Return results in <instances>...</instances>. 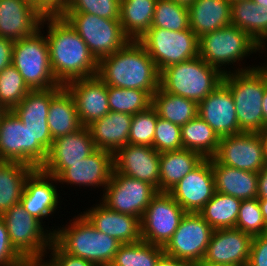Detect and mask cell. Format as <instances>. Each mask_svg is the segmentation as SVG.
I'll return each mask as SVG.
<instances>
[{
	"label": "cell",
	"mask_w": 267,
	"mask_h": 266,
	"mask_svg": "<svg viewBox=\"0 0 267 266\" xmlns=\"http://www.w3.org/2000/svg\"><path fill=\"white\" fill-rule=\"evenodd\" d=\"M46 24L50 64L56 80L65 85L78 78L96 76L98 61L71 25L62 16H44L40 29Z\"/></svg>",
	"instance_id": "6da1fadb"
},
{
	"label": "cell",
	"mask_w": 267,
	"mask_h": 266,
	"mask_svg": "<svg viewBox=\"0 0 267 266\" xmlns=\"http://www.w3.org/2000/svg\"><path fill=\"white\" fill-rule=\"evenodd\" d=\"M97 76L107 86L144 90L151 97L160 87V72L138 40L102 58Z\"/></svg>",
	"instance_id": "7a4b0ae2"
},
{
	"label": "cell",
	"mask_w": 267,
	"mask_h": 266,
	"mask_svg": "<svg viewBox=\"0 0 267 266\" xmlns=\"http://www.w3.org/2000/svg\"><path fill=\"white\" fill-rule=\"evenodd\" d=\"M225 74L222 82L230 89L241 132L261 133L263 127L262 101L267 87V66Z\"/></svg>",
	"instance_id": "3957f363"
},
{
	"label": "cell",
	"mask_w": 267,
	"mask_h": 266,
	"mask_svg": "<svg viewBox=\"0 0 267 266\" xmlns=\"http://www.w3.org/2000/svg\"><path fill=\"white\" fill-rule=\"evenodd\" d=\"M72 220L69 225L66 224L67 227L51 229L53 241L69 255L80 257L95 265L112 262L121 243L98 231L82 212L75 215Z\"/></svg>",
	"instance_id": "277c9868"
},
{
	"label": "cell",
	"mask_w": 267,
	"mask_h": 266,
	"mask_svg": "<svg viewBox=\"0 0 267 266\" xmlns=\"http://www.w3.org/2000/svg\"><path fill=\"white\" fill-rule=\"evenodd\" d=\"M262 50L264 49L245 31L233 25L207 33L199 38V56L224 75L232 72L225 67L234 65L236 62L239 67L236 66L237 70L235 69L234 72L256 68L255 65L240 68V61L244 57L250 56L251 53H262Z\"/></svg>",
	"instance_id": "5b68a950"
},
{
	"label": "cell",
	"mask_w": 267,
	"mask_h": 266,
	"mask_svg": "<svg viewBox=\"0 0 267 266\" xmlns=\"http://www.w3.org/2000/svg\"><path fill=\"white\" fill-rule=\"evenodd\" d=\"M224 74L200 56L171 65L160 72V88L199 104L221 82Z\"/></svg>",
	"instance_id": "8992f818"
},
{
	"label": "cell",
	"mask_w": 267,
	"mask_h": 266,
	"mask_svg": "<svg viewBox=\"0 0 267 266\" xmlns=\"http://www.w3.org/2000/svg\"><path fill=\"white\" fill-rule=\"evenodd\" d=\"M1 217L4 219L11 245L27 261H44L53 241V233L27 212L21 203L13 205Z\"/></svg>",
	"instance_id": "52a82bcc"
},
{
	"label": "cell",
	"mask_w": 267,
	"mask_h": 266,
	"mask_svg": "<svg viewBox=\"0 0 267 266\" xmlns=\"http://www.w3.org/2000/svg\"><path fill=\"white\" fill-rule=\"evenodd\" d=\"M12 65L31 90L62 86L53 75L48 43L41 29L14 41Z\"/></svg>",
	"instance_id": "ba28073f"
},
{
	"label": "cell",
	"mask_w": 267,
	"mask_h": 266,
	"mask_svg": "<svg viewBox=\"0 0 267 266\" xmlns=\"http://www.w3.org/2000/svg\"><path fill=\"white\" fill-rule=\"evenodd\" d=\"M61 16L80 35L98 62L130 41L122 30L120 20L83 12H64Z\"/></svg>",
	"instance_id": "9c48e42d"
},
{
	"label": "cell",
	"mask_w": 267,
	"mask_h": 266,
	"mask_svg": "<svg viewBox=\"0 0 267 266\" xmlns=\"http://www.w3.org/2000/svg\"><path fill=\"white\" fill-rule=\"evenodd\" d=\"M51 88L31 90L12 111L32 135V168L40 169L53 143L48 126Z\"/></svg>",
	"instance_id": "30bf717a"
},
{
	"label": "cell",
	"mask_w": 267,
	"mask_h": 266,
	"mask_svg": "<svg viewBox=\"0 0 267 266\" xmlns=\"http://www.w3.org/2000/svg\"><path fill=\"white\" fill-rule=\"evenodd\" d=\"M138 41L155 62L159 72L199 56V38L190 28L181 31L150 28Z\"/></svg>",
	"instance_id": "8fae6325"
},
{
	"label": "cell",
	"mask_w": 267,
	"mask_h": 266,
	"mask_svg": "<svg viewBox=\"0 0 267 266\" xmlns=\"http://www.w3.org/2000/svg\"><path fill=\"white\" fill-rule=\"evenodd\" d=\"M213 231L199 213L186 212L163 252L196 266L204 259Z\"/></svg>",
	"instance_id": "7c38bea8"
},
{
	"label": "cell",
	"mask_w": 267,
	"mask_h": 266,
	"mask_svg": "<svg viewBox=\"0 0 267 266\" xmlns=\"http://www.w3.org/2000/svg\"><path fill=\"white\" fill-rule=\"evenodd\" d=\"M158 191L150 184L124 176L113 169L110 182L103 190L102 200L110 210L141 217Z\"/></svg>",
	"instance_id": "4fadbf2b"
},
{
	"label": "cell",
	"mask_w": 267,
	"mask_h": 266,
	"mask_svg": "<svg viewBox=\"0 0 267 266\" xmlns=\"http://www.w3.org/2000/svg\"><path fill=\"white\" fill-rule=\"evenodd\" d=\"M185 213L168 192H158L140 219L142 240L164 247Z\"/></svg>",
	"instance_id": "5bb4252c"
},
{
	"label": "cell",
	"mask_w": 267,
	"mask_h": 266,
	"mask_svg": "<svg viewBox=\"0 0 267 266\" xmlns=\"http://www.w3.org/2000/svg\"><path fill=\"white\" fill-rule=\"evenodd\" d=\"M213 158L236 169L258 173L265 167L260 133H246L220 138Z\"/></svg>",
	"instance_id": "9a60e30c"
},
{
	"label": "cell",
	"mask_w": 267,
	"mask_h": 266,
	"mask_svg": "<svg viewBox=\"0 0 267 266\" xmlns=\"http://www.w3.org/2000/svg\"><path fill=\"white\" fill-rule=\"evenodd\" d=\"M114 170L152 185L160 192V153L153 147L127 144L113 154Z\"/></svg>",
	"instance_id": "2e32d148"
},
{
	"label": "cell",
	"mask_w": 267,
	"mask_h": 266,
	"mask_svg": "<svg viewBox=\"0 0 267 266\" xmlns=\"http://www.w3.org/2000/svg\"><path fill=\"white\" fill-rule=\"evenodd\" d=\"M168 193L185 212L198 213L215 193L211 159L205 158Z\"/></svg>",
	"instance_id": "e0dca14e"
},
{
	"label": "cell",
	"mask_w": 267,
	"mask_h": 266,
	"mask_svg": "<svg viewBox=\"0 0 267 266\" xmlns=\"http://www.w3.org/2000/svg\"><path fill=\"white\" fill-rule=\"evenodd\" d=\"M97 150L90 131L83 126L76 132L53 140L47 159L40 168L57 178L71 163H76Z\"/></svg>",
	"instance_id": "ac0fdd59"
},
{
	"label": "cell",
	"mask_w": 267,
	"mask_h": 266,
	"mask_svg": "<svg viewBox=\"0 0 267 266\" xmlns=\"http://www.w3.org/2000/svg\"><path fill=\"white\" fill-rule=\"evenodd\" d=\"M200 116L219 138L242 133L230 89L221 82L198 104Z\"/></svg>",
	"instance_id": "d6986e66"
},
{
	"label": "cell",
	"mask_w": 267,
	"mask_h": 266,
	"mask_svg": "<svg viewBox=\"0 0 267 266\" xmlns=\"http://www.w3.org/2000/svg\"><path fill=\"white\" fill-rule=\"evenodd\" d=\"M75 100L80 122L87 127L110 112L107 85L96 75L64 85Z\"/></svg>",
	"instance_id": "ffe728a7"
},
{
	"label": "cell",
	"mask_w": 267,
	"mask_h": 266,
	"mask_svg": "<svg viewBox=\"0 0 267 266\" xmlns=\"http://www.w3.org/2000/svg\"><path fill=\"white\" fill-rule=\"evenodd\" d=\"M253 237L236 228L216 229L200 263L247 266Z\"/></svg>",
	"instance_id": "44dd1931"
},
{
	"label": "cell",
	"mask_w": 267,
	"mask_h": 266,
	"mask_svg": "<svg viewBox=\"0 0 267 266\" xmlns=\"http://www.w3.org/2000/svg\"><path fill=\"white\" fill-rule=\"evenodd\" d=\"M114 169L113 153L97 149L88 157L71 163L58 177V183L67 185H79L87 187H99L103 189L110 182Z\"/></svg>",
	"instance_id": "7402d4cb"
},
{
	"label": "cell",
	"mask_w": 267,
	"mask_h": 266,
	"mask_svg": "<svg viewBox=\"0 0 267 266\" xmlns=\"http://www.w3.org/2000/svg\"><path fill=\"white\" fill-rule=\"evenodd\" d=\"M54 183L58 184L57 178L35 169L26 179L20 200L23 208L43 224V219L54 214L60 203V195Z\"/></svg>",
	"instance_id": "603a6c76"
},
{
	"label": "cell",
	"mask_w": 267,
	"mask_h": 266,
	"mask_svg": "<svg viewBox=\"0 0 267 266\" xmlns=\"http://www.w3.org/2000/svg\"><path fill=\"white\" fill-rule=\"evenodd\" d=\"M43 18L30 0H0V37L16 41L32 36Z\"/></svg>",
	"instance_id": "cb8c5ba5"
},
{
	"label": "cell",
	"mask_w": 267,
	"mask_h": 266,
	"mask_svg": "<svg viewBox=\"0 0 267 266\" xmlns=\"http://www.w3.org/2000/svg\"><path fill=\"white\" fill-rule=\"evenodd\" d=\"M0 161L32 167V135L12 110L0 117Z\"/></svg>",
	"instance_id": "d4e9b609"
},
{
	"label": "cell",
	"mask_w": 267,
	"mask_h": 266,
	"mask_svg": "<svg viewBox=\"0 0 267 266\" xmlns=\"http://www.w3.org/2000/svg\"><path fill=\"white\" fill-rule=\"evenodd\" d=\"M82 214L98 231L108 234L121 244L142 240L139 217L110 210L101 202Z\"/></svg>",
	"instance_id": "484cf974"
},
{
	"label": "cell",
	"mask_w": 267,
	"mask_h": 266,
	"mask_svg": "<svg viewBox=\"0 0 267 266\" xmlns=\"http://www.w3.org/2000/svg\"><path fill=\"white\" fill-rule=\"evenodd\" d=\"M133 115L110 111L103 118L87 126L97 149L115 153L129 143Z\"/></svg>",
	"instance_id": "4316f807"
},
{
	"label": "cell",
	"mask_w": 267,
	"mask_h": 266,
	"mask_svg": "<svg viewBox=\"0 0 267 266\" xmlns=\"http://www.w3.org/2000/svg\"><path fill=\"white\" fill-rule=\"evenodd\" d=\"M48 126L53 140L76 132L83 127L77 113L75 100L64 85L51 88Z\"/></svg>",
	"instance_id": "83f0119b"
},
{
	"label": "cell",
	"mask_w": 267,
	"mask_h": 266,
	"mask_svg": "<svg viewBox=\"0 0 267 266\" xmlns=\"http://www.w3.org/2000/svg\"><path fill=\"white\" fill-rule=\"evenodd\" d=\"M212 171L215 191L241 200L257 198L258 175L218 163L213 157Z\"/></svg>",
	"instance_id": "f1b7e54d"
},
{
	"label": "cell",
	"mask_w": 267,
	"mask_h": 266,
	"mask_svg": "<svg viewBox=\"0 0 267 266\" xmlns=\"http://www.w3.org/2000/svg\"><path fill=\"white\" fill-rule=\"evenodd\" d=\"M190 29L200 38L231 25L228 0H195L189 7Z\"/></svg>",
	"instance_id": "f546056e"
},
{
	"label": "cell",
	"mask_w": 267,
	"mask_h": 266,
	"mask_svg": "<svg viewBox=\"0 0 267 266\" xmlns=\"http://www.w3.org/2000/svg\"><path fill=\"white\" fill-rule=\"evenodd\" d=\"M231 25L245 31L259 46H267V7L253 0L231 3Z\"/></svg>",
	"instance_id": "4dcf8cb0"
},
{
	"label": "cell",
	"mask_w": 267,
	"mask_h": 266,
	"mask_svg": "<svg viewBox=\"0 0 267 266\" xmlns=\"http://www.w3.org/2000/svg\"><path fill=\"white\" fill-rule=\"evenodd\" d=\"M205 158L188 149L160 154V192H169Z\"/></svg>",
	"instance_id": "1f68e13d"
},
{
	"label": "cell",
	"mask_w": 267,
	"mask_h": 266,
	"mask_svg": "<svg viewBox=\"0 0 267 266\" xmlns=\"http://www.w3.org/2000/svg\"><path fill=\"white\" fill-rule=\"evenodd\" d=\"M34 170L20 162L0 161V216L20 203L26 179Z\"/></svg>",
	"instance_id": "d6a6232c"
},
{
	"label": "cell",
	"mask_w": 267,
	"mask_h": 266,
	"mask_svg": "<svg viewBox=\"0 0 267 266\" xmlns=\"http://www.w3.org/2000/svg\"><path fill=\"white\" fill-rule=\"evenodd\" d=\"M157 0H120V23L130 40H139L151 28Z\"/></svg>",
	"instance_id": "836d02e7"
},
{
	"label": "cell",
	"mask_w": 267,
	"mask_h": 266,
	"mask_svg": "<svg viewBox=\"0 0 267 266\" xmlns=\"http://www.w3.org/2000/svg\"><path fill=\"white\" fill-rule=\"evenodd\" d=\"M151 106L156 110L158 117L179 126L185 125L198 115L196 102L163 91L160 87L152 95Z\"/></svg>",
	"instance_id": "e575fe53"
},
{
	"label": "cell",
	"mask_w": 267,
	"mask_h": 266,
	"mask_svg": "<svg viewBox=\"0 0 267 266\" xmlns=\"http://www.w3.org/2000/svg\"><path fill=\"white\" fill-rule=\"evenodd\" d=\"M181 139L184 149L209 159L215 155L220 141L214 130L198 115L181 126Z\"/></svg>",
	"instance_id": "d590c367"
},
{
	"label": "cell",
	"mask_w": 267,
	"mask_h": 266,
	"mask_svg": "<svg viewBox=\"0 0 267 266\" xmlns=\"http://www.w3.org/2000/svg\"><path fill=\"white\" fill-rule=\"evenodd\" d=\"M241 202L239 198L215 191L198 213L214 230L235 228Z\"/></svg>",
	"instance_id": "8d00e7d4"
},
{
	"label": "cell",
	"mask_w": 267,
	"mask_h": 266,
	"mask_svg": "<svg viewBox=\"0 0 267 266\" xmlns=\"http://www.w3.org/2000/svg\"><path fill=\"white\" fill-rule=\"evenodd\" d=\"M163 254V247L140 240L136 243L121 244L112 263L116 266H156Z\"/></svg>",
	"instance_id": "74e56055"
},
{
	"label": "cell",
	"mask_w": 267,
	"mask_h": 266,
	"mask_svg": "<svg viewBox=\"0 0 267 266\" xmlns=\"http://www.w3.org/2000/svg\"><path fill=\"white\" fill-rule=\"evenodd\" d=\"M110 111L134 115L147 110L152 97L144 90L107 86Z\"/></svg>",
	"instance_id": "f35d334b"
},
{
	"label": "cell",
	"mask_w": 267,
	"mask_h": 266,
	"mask_svg": "<svg viewBox=\"0 0 267 266\" xmlns=\"http://www.w3.org/2000/svg\"><path fill=\"white\" fill-rule=\"evenodd\" d=\"M151 28L181 31L190 28L189 9L172 0H157Z\"/></svg>",
	"instance_id": "ab89813d"
},
{
	"label": "cell",
	"mask_w": 267,
	"mask_h": 266,
	"mask_svg": "<svg viewBox=\"0 0 267 266\" xmlns=\"http://www.w3.org/2000/svg\"><path fill=\"white\" fill-rule=\"evenodd\" d=\"M31 91L23 76L11 64L0 72V106L12 110Z\"/></svg>",
	"instance_id": "60d3db41"
},
{
	"label": "cell",
	"mask_w": 267,
	"mask_h": 266,
	"mask_svg": "<svg viewBox=\"0 0 267 266\" xmlns=\"http://www.w3.org/2000/svg\"><path fill=\"white\" fill-rule=\"evenodd\" d=\"M157 119L158 114L152 106L134 114L129 130V144L153 147Z\"/></svg>",
	"instance_id": "b9f144b4"
},
{
	"label": "cell",
	"mask_w": 267,
	"mask_h": 266,
	"mask_svg": "<svg viewBox=\"0 0 267 266\" xmlns=\"http://www.w3.org/2000/svg\"><path fill=\"white\" fill-rule=\"evenodd\" d=\"M235 228L252 237L267 233L258 198L242 200Z\"/></svg>",
	"instance_id": "7bdbcfd3"
},
{
	"label": "cell",
	"mask_w": 267,
	"mask_h": 266,
	"mask_svg": "<svg viewBox=\"0 0 267 266\" xmlns=\"http://www.w3.org/2000/svg\"><path fill=\"white\" fill-rule=\"evenodd\" d=\"M153 148L160 154L183 149L181 126L158 117L155 126Z\"/></svg>",
	"instance_id": "ee69618b"
},
{
	"label": "cell",
	"mask_w": 267,
	"mask_h": 266,
	"mask_svg": "<svg viewBox=\"0 0 267 266\" xmlns=\"http://www.w3.org/2000/svg\"><path fill=\"white\" fill-rule=\"evenodd\" d=\"M65 12H83L96 16L119 20L120 0H69Z\"/></svg>",
	"instance_id": "f6af8a7d"
},
{
	"label": "cell",
	"mask_w": 267,
	"mask_h": 266,
	"mask_svg": "<svg viewBox=\"0 0 267 266\" xmlns=\"http://www.w3.org/2000/svg\"><path fill=\"white\" fill-rule=\"evenodd\" d=\"M27 261L11 245L4 219L0 216V266H26Z\"/></svg>",
	"instance_id": "bcb514c9"
},
{
	"label": "cell",
	"mask_w": 267,
	"mask_h": 266,
	"mask_svg": "<svg viewBox=\"0 0 267 266\" xmlns=\"http://www.w3.org/2000/svg\"><path fill=\"white\" fill-rule=\"evenodd\" d=\"M50 253V260H44L48 266H96L95 264L82 259L80 257H75L64 252L54 241H52L51 246L48 250Z\"/></svg>",
	"instance_id": "7dc6e473"
},
{
	"label": "cell",
	"mask_w": 267,
	"mask_h": 266,
	"mask_svg": "<svg viewBox=\"0 0 267 266\" xmlns=\"http://www.w3.org/2000/svg\"><path fill=\"white\" fill-rule=\"evenodd\" d=\"M247 266H267V233L253 237Z\"/></svg>",
	"instance_id": "c3c4849f"
},
{
	"label": "cell",
	"mask_w": 267,
	"mask_h": 266,
	"mask_svg": "<svg viewBox=\"0 0 267 266\" xmlns=\"http://www.w3.org/2000/svg\"><path fill=\"white\" fill-rule=\"evenodd\" d=\"M43 16H61L67 9L69 0H30Z\"/></svg>",
	"instance_id": "681fc988"
},
{
	"label": "cell",
	"mask_w": 267,
	"mask_h": 266,
	"mask_svg": "<svg viewBox=\"0 0 267 266\" xmlns=\"http://www.w3.org/2000/svg\"><path fill=\"white\" fill-rule=\"evenodd\" d=\"M14 41L0 37V72L12 64Z\"/></svg>",
	"instance_id": "f907efd6"
},
{
	"label": "cell",
	"mask_w": 267,
	"mask_h": 266,
	"mask_svg": "<svg viewBox=\"0 0 267 266\" xmlns=\"http://www.w3.org/2000/svg\"><path fill=\"white\" fill-rule=\"evenodd\" d=\"M258 175V200H267V166L263 167Z\"/></svg>",
	"instance_id": "816d5d0a"
},
{
	"label": "cell",
	"mask_w": 267,
	"mask_h": 266,
	"mask_svg": "<svg viewBox=\"0 0 267 266\" xmlns=\"http://www.w3.org/2000/svg\"><path fill=\"white\" fill-rule=\"evenodd\" d=\"M156 266H192L187 261L163 254L157 261Z\"/></svg>",
	"instance_id": "f5cc1de1"
},
{
	"label": "cell",
	"mask_w": 267,
	"mask_h": 266,
	"mask_svg": "<svg viewBox=\"0 0 267 266\" xmlns=\"http://www.w3.org/2000/svg\"><path fill=\"white\" fill-rule=\"evenodd\" d=\"M262 111H263V127L267 129V87L265 88V93L263 96Z\"/></svg>",
	"instance_id": "db71d44e"
},
{
	"label": "cell",
	"mask_w": 267,
	"mask_h": 266,
	"mask_svg": "<svg viewBox=\"0 0 267 266\" xmlns=\"http://www.w3.org/2000/svg\"><path fill=\"white\" fill-rule=\"evenodd\" d=\"M260 136H261V141H262V145H263L265 166H267V129L262 131L260 133Z\"/></svg>",
	"instance_id": "11a10c76"
},
{
	"label": "cell",
	"mask_w": 267,
	"mask_h": 266,
	"mask_svg": "<svg viewBox=\"0 0 267 266\" xmlns=\"http://www.w3.org/2000/svg\"><path fill=\"white\" fill-rule=\"evenodd\" d=\"M259 205L261 208L263 219L267 224V200H259Z\"/></svg>",
	"instance_id": "9f6ffc18"
},
{
	"label": "cell",
	"mask_w": 267,
	"mask_h": 266,
	"mask_svg": "<svg viewBox=\"0 0 267 266\" xmlns=\"http://www.w3.org/2000/svg\"><path fill=\"white\" fill-rule=\"evenodd\" d=\"M26 266H48L44 261L27 262Z\"/></svg>",
	"instance_id": "6f0895ef"
},
{
	"label": "cell",
	"mask_w": 267,
	"mask_h": 266,
	"mask_svg": "<svg viewBox=\"0 0 267 266\" xmlns=\"http://www.w3.org/2000/svg\"><path fill=\"white\" fill-rule=\"evenodd\" d=\"M172 1L189 7L195 0H172Z\"/></svg>",
	"instance_id": "680465c9"
},
{
	"label": "cell",
	"mask_w": 267,
	"mask_h": 266,
	"mask_svg": "<svg viewBox=\"0 0 267 266\" xmlns=\"http://www.w3.org/2000/svg\"><path fill=\"white\" fill-rule=\"evenodd\" d=\"M196 266H237V265H232V264L198 263Z\"/></svg>",
	"instance_id": "91938a15"
},
{
	"label": "cell",
	"mask_w": 267,
	"mask_h": 266,
	"mask_svg": "<svg viewBox=\"0 0 267 266\" xmlns=\"http://www.w3.org/2000/svg\"><path fill=\"white\" fill-rule=\"evenodd\" d=\"M256 4L267 7V0H253Z\"/></svg>",
	"instance_id": "94428289"
},
{
	"label": "cell",
	"mask_w": 267,
	"mask_h": 266,
	"mask_svg": "<svg viewBox=\"0 0 267 266\" xmlns=\"http://www.w3.org/2000/svg\"><path fill=\"white\" fill-rule=\"evenodd\" d=\"M96 266H116V265L112 262H107V263H101V264L96 265Z\"/></svg>",
	"instance_id": "6125c7cd"
},
{
	"label": "cell",
	"mask_w": 267,
	"mask_h": 266,
	"mask_svg": "<svg viewBox=\"0 0 267 266\" xmlns=\"http://www.w3.org/2000/svg\"><path fill=\"white\" fill-rule=\"evenodd\" d=\"M4 111H5L4 108H0V117H1V115L3 114Z\"/></svg>",
	"instance_id": "be15d7a7"
},
{
	"label": "cell",
	"mask_w": 267,
	"mask_h": 266,
	"mask_svg": "<svg viewBox=\"0 0 267 266\" xmlns=\"http://www.w3.org/2000/svg\"><path fill=\"white\" fill-rule=\"evenodd\" d=\"M230 3H234L236 1H240V0H228Z\"/></svg>",
	"instance_id": "e7e4bbea"
}]
</instances>
